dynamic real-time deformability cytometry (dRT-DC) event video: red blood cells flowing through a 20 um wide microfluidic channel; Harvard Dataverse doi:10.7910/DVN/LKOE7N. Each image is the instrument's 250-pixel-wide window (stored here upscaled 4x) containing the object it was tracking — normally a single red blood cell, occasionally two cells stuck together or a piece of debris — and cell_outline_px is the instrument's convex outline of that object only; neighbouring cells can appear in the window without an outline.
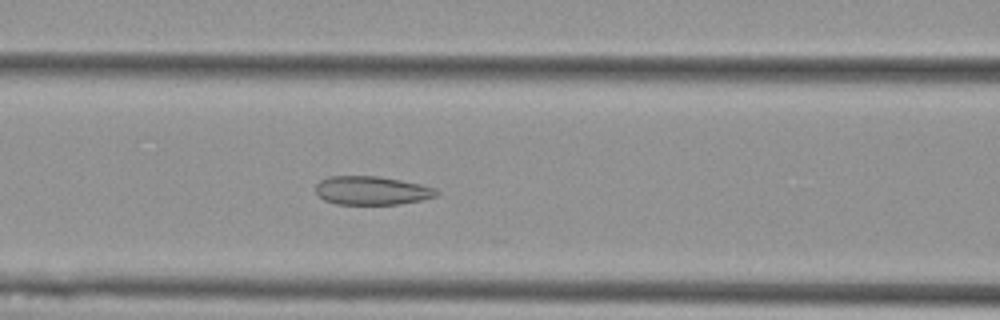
{"species": "Egyptian fruit bat (a non-hibernating species)", "species_latin": "Rousettus aegyptiacus", "temperature_condition": "cold", "stored_images_in_passage": 26, "camera_frame_rate_fps": 3000, "um_per_image_px": 0.085, "animal": {"sex": "female"}, "frame": {"image": 1, "passage_image": 18, "time_ms": 5.667, "image_size_px": [1000, 320], "cell_outline_px": [[440, 192], [436, 196], [420, 200], [400, 204], [336, 204], [324, 200], [316, 192], [316, 184], [320, 180], [328, 176], [380, 176], [420, 184], [436, 188]], "centroid_in_image_um": [31.6, 16.19], "position_along_channel_um": 135.0, "area_um2": 20.17}}
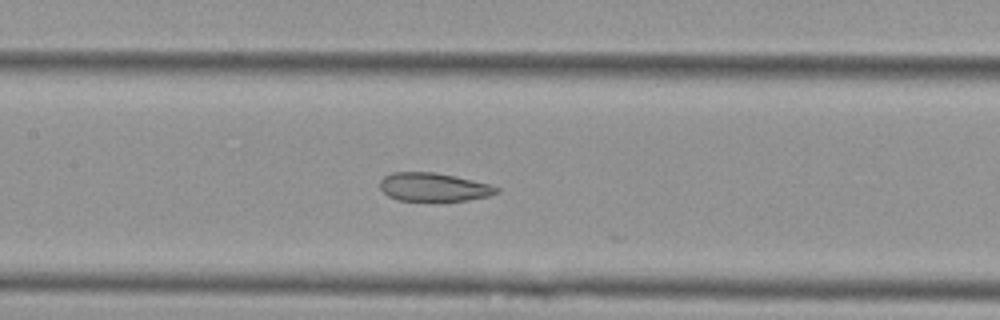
{"frame": {"image": 2, "passage_image": 21, "time_ms": 6.667, "image_size_px": [1000, 320], "cell_outline_px": [[500, 192], [488, 196], [468, 200], [396, 200], [388, 196], [380, 188], [380, 180], [384, 176], [392, 172], [436, 172], [472, 180], [488, 184], [500, 188]], "centroid_in_image_um": [36.84, 15.89], "position_along_channel_um": 170.6, "area_um2": 19.19}}
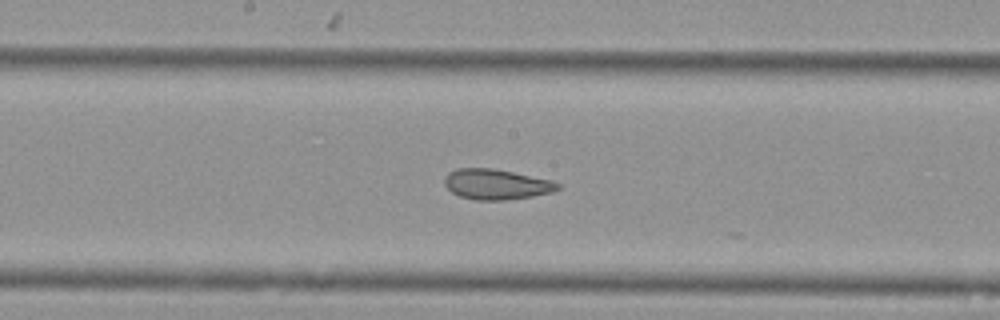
{"frame": {"image": 3, "passage_image": 24, "time_ms": 7.667, "image_size_px": [1000, 320], "cell_outline_px": [[560, 188], [552, 192], [532, 196], [504, 200], [476, 200], [460, 196], [452, 192], [444, 184], [444, 176], [448, 172], [456, 168], [492, 168], [552, 180], [560, 184]], "centroid_in_image_um": [42.16, 15.66], "position_along_channel_um": 206.0, "area_um2": 20.0}}